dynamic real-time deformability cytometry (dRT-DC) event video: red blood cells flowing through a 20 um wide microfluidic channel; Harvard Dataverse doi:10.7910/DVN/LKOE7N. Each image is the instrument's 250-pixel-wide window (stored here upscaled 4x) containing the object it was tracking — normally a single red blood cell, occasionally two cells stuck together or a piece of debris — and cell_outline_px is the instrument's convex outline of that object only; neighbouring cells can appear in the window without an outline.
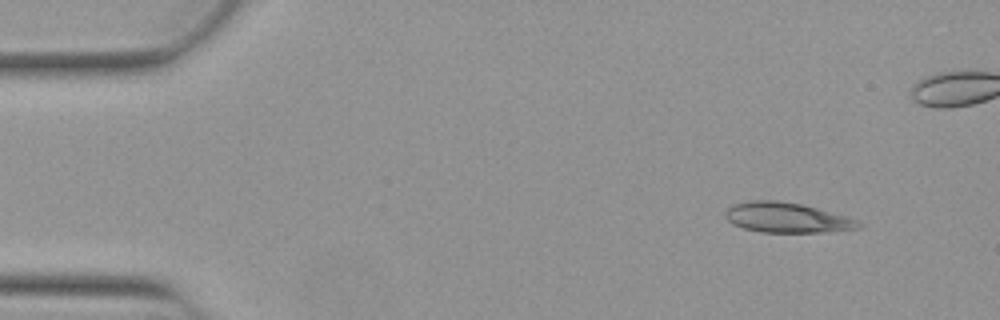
{"species": "Egyptian fruit bat (a non-hibernating species)", "species_latin": "Rousettus aegyptiacus", "temperature_condition": "warm", "stored_images_in_passage": 49, "camera_frame_rate_fps": 3000, "um_per_image_px": 0.085, "animal": {"sex": "female"}, "frame": {"image": 1, "passage_image": 1, "time_ms": 0.0, "image_size_px": [1000, 320], "cell_outline_px": [[864, 224], [860, 228], [824, 232], [760, 232], [744, 228], [732, 224], [724, 216], [724, 212], [732, 204], [748, 200], [776, 200], [800, 204], [848, 216], [860, 220]], "centroid_in_image_um": [66.89, 18.49], "position_along_channel_um": 18.1, "area_um2": 23.52}}
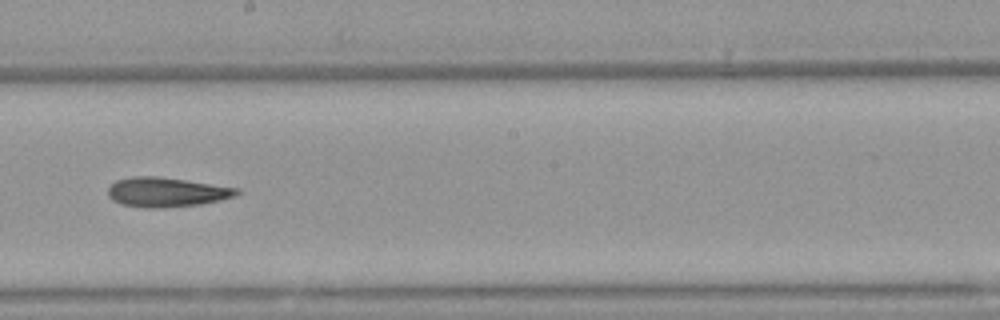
{"frame": {"image": 2, "passage_image": 25, "time_ms": 8.0, "image_size_px": [1000, 320], "cell_outline_px": [[240, 192], [236, 196], [220, 200], [200, 204], [164, 208], [144, 208], [120, 204], [112, 200], [108, 196], [108, 188], [116, 180], [132, 176], [156, 176], [240, 188]], "centroid_in_image_um": [14.14, 16.34], "position_along_channel_um": 234.1, "area_um2": 22.25}}
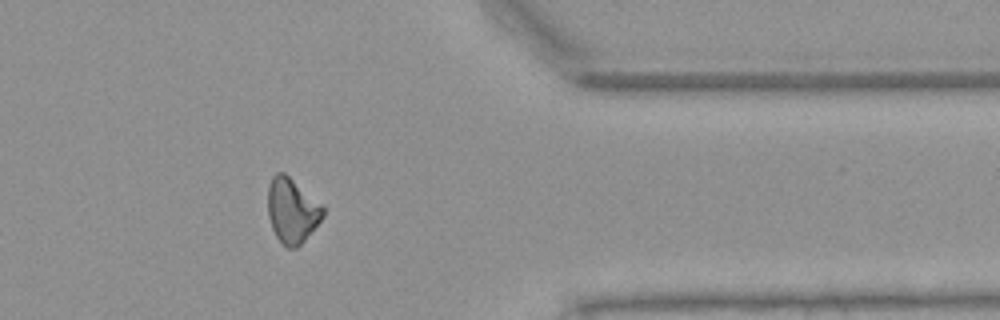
{"frame": {"image": 3, "passage_image": 38, "time_ms": 12.333, "image_size_px": [1000, 320], "cell_outline_px": [[324, 216], [304, 240], [296, 248], [284, 248], [276, 236], [272, 228], [268, 216], [268, 184], [272, 176], [276, 172], [284, 172], [324, 204]], "centroid_in_image_um": [24.82, 17.88], "position_along_channel_um": 386.6, "area_um2": 21.15}}